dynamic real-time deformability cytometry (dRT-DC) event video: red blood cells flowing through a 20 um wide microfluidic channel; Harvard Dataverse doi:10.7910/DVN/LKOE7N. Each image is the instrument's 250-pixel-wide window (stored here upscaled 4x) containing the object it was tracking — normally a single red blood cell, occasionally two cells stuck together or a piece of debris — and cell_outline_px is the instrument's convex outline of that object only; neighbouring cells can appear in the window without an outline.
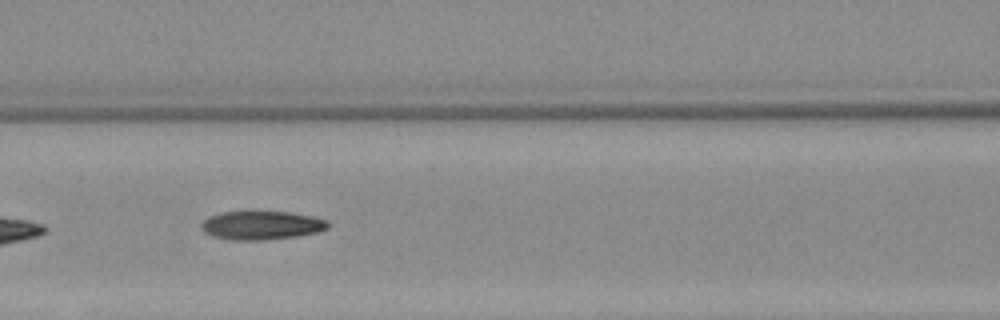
{"species": "Egyptian fruit bat (a non-hibernating species)", "species_latin": "Rousettus aegyptiacus", "temperature_condition": "warm", "stored_images_in_passage": 7, "camera_frame_rate_fps": 3000, "um_per_image_px": 0.085, "animal": {"sex": "female"}, "frame": {"image": 1, "passage_image": 6, "time_ms": 7.333, "image_size_px": [1000, 320], "cell_outline_px": [[328, 228], [320, 232], [296, 236], [264, 240], [232, 240], [212, 236], [204, 232], [200, 228], [200, 224], [208, 216], [220, 212], [288, 212], [312, 216], [328, 220]], "centroid_in_image_um": [22.21, 19.15], "position_along_channel_um": 144.4, "area_um2": 21.21}}
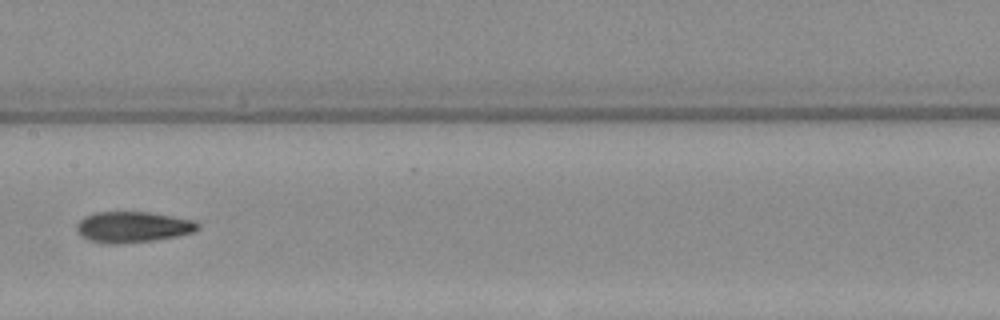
{"frame": {"image": 2, "passage_image": 7, "time_ms": 8.667, "image_size_px": [1000, 320], "cell_outline_px": [[200, 228], [192, 232], [176, 236], [152, 240], [112, 244], [92, 240], [76, 232], [76, 224], [84, 216], [96, 212], [152, 212], [192, 220], [200, 224]], "centroid_in_image_um": [11.29, 19.27], "position_along_channel_um": 196.1, "area_um2": 21.5}}